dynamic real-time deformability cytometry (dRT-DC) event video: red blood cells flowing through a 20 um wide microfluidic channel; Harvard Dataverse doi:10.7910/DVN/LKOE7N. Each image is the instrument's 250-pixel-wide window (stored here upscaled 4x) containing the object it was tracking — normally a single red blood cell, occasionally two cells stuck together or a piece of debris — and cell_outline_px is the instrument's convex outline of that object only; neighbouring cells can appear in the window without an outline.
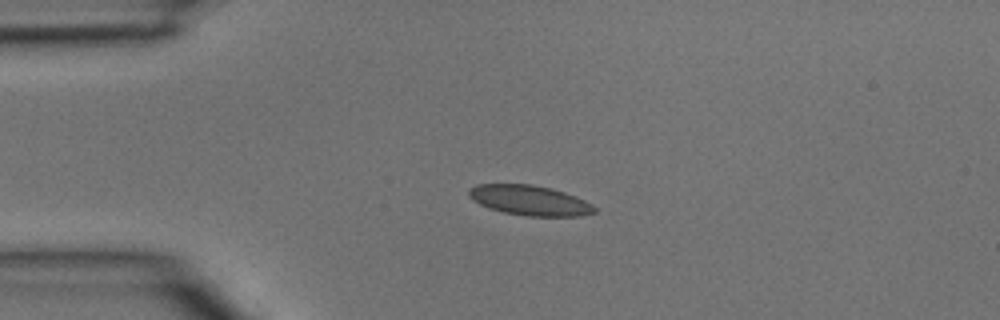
{"species": "common noctule bat (a hibernating species)", "species_latin": "Nyctalus noctula", "temperature_condition": "room temperature", "stored_images_in_passage": 3, "camera_frame_rate_fps": 3000, "um_per_image_px": 0.085, "animal": {"sex": "male", "body_mass_g": 15.6}, "frame": {"image": 1, "passage_image": 2, "time_ms": 0.333, "image_size_px": [1000, 320], "cell_outline_px": [[596, 212], [580, 216], [524, 216], [504, 212], [488, 208], [472, 200], [468, 196], [468, 188], [476, 184], [532, 184], [552, 188], [576, 196], [592, 204], [596, 208]], "centroid_in_image_um": [45.0, 17.02], "position_along_channel_um": 40.0, "area_um2": 22.2}}